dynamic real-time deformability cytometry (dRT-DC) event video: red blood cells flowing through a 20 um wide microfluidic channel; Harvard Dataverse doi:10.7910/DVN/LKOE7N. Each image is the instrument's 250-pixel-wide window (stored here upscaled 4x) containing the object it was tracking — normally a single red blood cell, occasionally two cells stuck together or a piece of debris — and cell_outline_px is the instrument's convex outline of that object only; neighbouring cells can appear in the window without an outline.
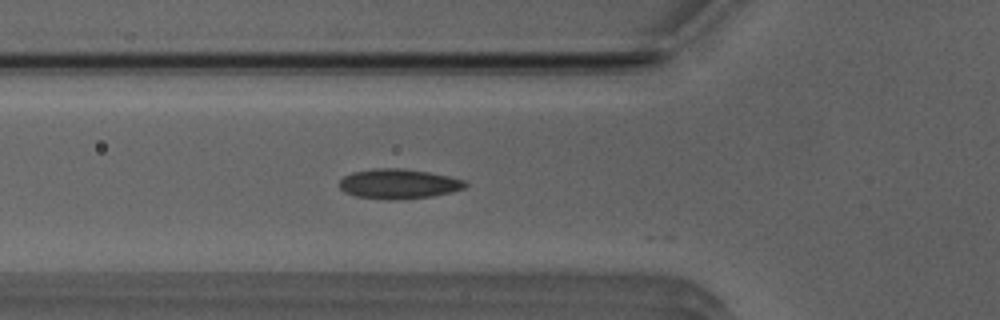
{"species": "Egyptian fruit bat (a non-hibernating species)", "species_latin": "Rousettus aegyptiacus", "temperature_condition": "room temperature", "stored_images_in_passage": 29, "camera_frame_rate_fps": 3000, "um_per_image_px": 0.085, "animal": {"sex": "male"}, "frame": {"image": 1, "passage_image": 2, "time_ms": 0.333, "image_size_px": [1000, 320], "cell_outline_px": [[468, 184], [464, 188], [452, 192], [432, 196], [404, 200], [384, 200], [356, 196], [344, 192], [340, 188], [340, 180], [344, 176], [352, 172], [372, 168], [400, 168], [428, 172], [448, 176], [464, 180]], "centroid_in_image_um": [33.87, 15.64], "position_along_channel_um": 91.9, "area_um2": 22.08}}
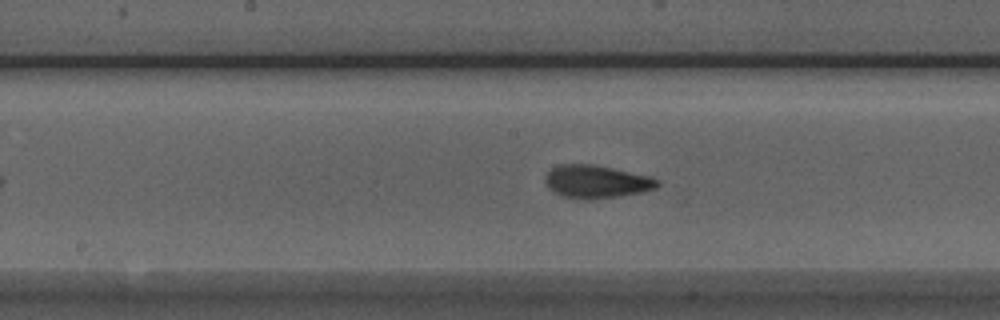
{"frame": {"image": 2, "passage_image": 10, "time_ms": 3.0, "image_size_px": [1000, 320], "cell_outline_px": [[660, 184], [656, 188], [644, 192], [620, 196], [592, 200], [584, 200], [560, 196], [552, 192], [548, 188], [544, 180], [544, 176], [552, 168], [560, 164], [592, 164], [612, 168], [648, 176], [660, 180]], "centroid_in_image_um": [50.66, 15.46], "position_along_channel_um": 197.5, "area_um2": 21.85}}
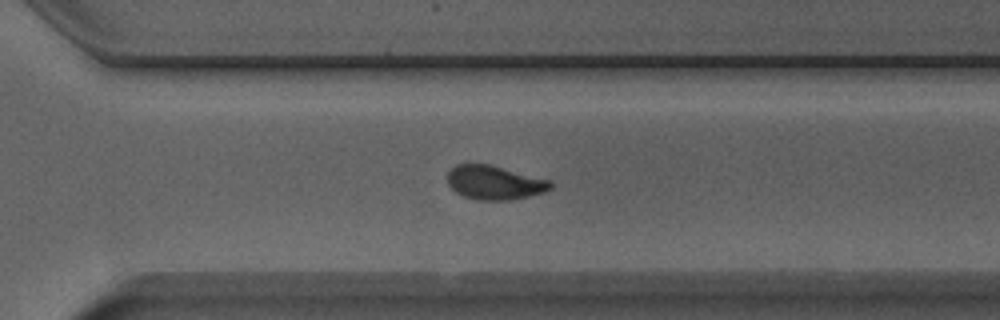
{"frame": {"image": 3, "passage_image": 20, "time_ms": 6.333, "image_size_px": [1000, 320], "cell_outline_px": [[552, 188], [544, 192], [512, 200], [476, 200], [464, 196], [456, 192], [448, 184], [448, 172], [456, 164], [488, 164], [552, 180]], "centroid_in_image_um": [42.05, 15.52], "position_along_channel_um": 328.5, "area_um2": 20.4}}